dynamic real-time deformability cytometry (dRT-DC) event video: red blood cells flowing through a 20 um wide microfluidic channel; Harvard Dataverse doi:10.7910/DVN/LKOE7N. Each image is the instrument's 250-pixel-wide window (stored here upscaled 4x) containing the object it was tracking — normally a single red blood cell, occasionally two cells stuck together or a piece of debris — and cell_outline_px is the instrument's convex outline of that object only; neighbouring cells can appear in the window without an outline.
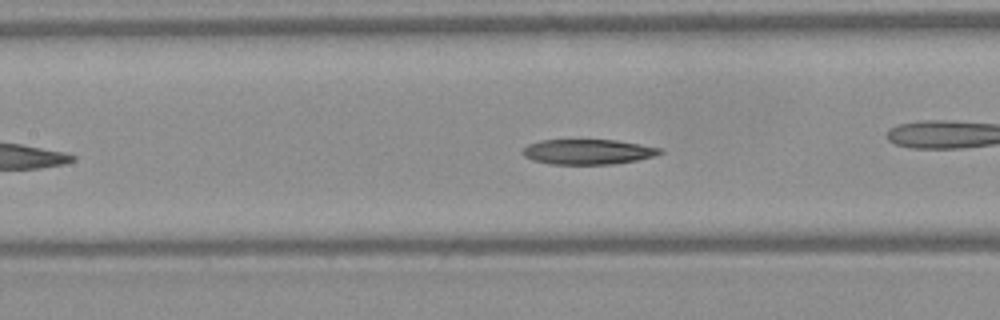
{"species": "Egyptian fruit bat (a non-hibernating species)", "species_latin": "Rousettus aegyptiacus", "temperature_condition": "warm", "stored_images_in_passage": 29, "camera_frame_rate_fps": 3000, "um_per_image_px": 0.085, "frame": {"image": 1, "passage_image": 13, "time_ms": 4.0, "image_size_px": [1000, 320], "cell_outline_px": [[664, 152], [652, 156], [636, 160], [612, 164], [552, 164], [532, 160], [524, 156], [520, 152], [528, 144], [540, 140], [616, 140], [664, 148]], "centroid_in_image_um": [49.96, 12.9], "position_along_channel_um": 157.4, "area_um2": 20.11}, "authors_computed_cell_mechanics": {"area_um2": 21.1548, "velocity_mm_per_s": 4.1372, "shape_relaxation_time_tau1_ms": null, "shape_relaxation_time_tau2_ms": 8.3305, "deformation_change_tau1": null, "deformation_change_tau2": 0.1515}}